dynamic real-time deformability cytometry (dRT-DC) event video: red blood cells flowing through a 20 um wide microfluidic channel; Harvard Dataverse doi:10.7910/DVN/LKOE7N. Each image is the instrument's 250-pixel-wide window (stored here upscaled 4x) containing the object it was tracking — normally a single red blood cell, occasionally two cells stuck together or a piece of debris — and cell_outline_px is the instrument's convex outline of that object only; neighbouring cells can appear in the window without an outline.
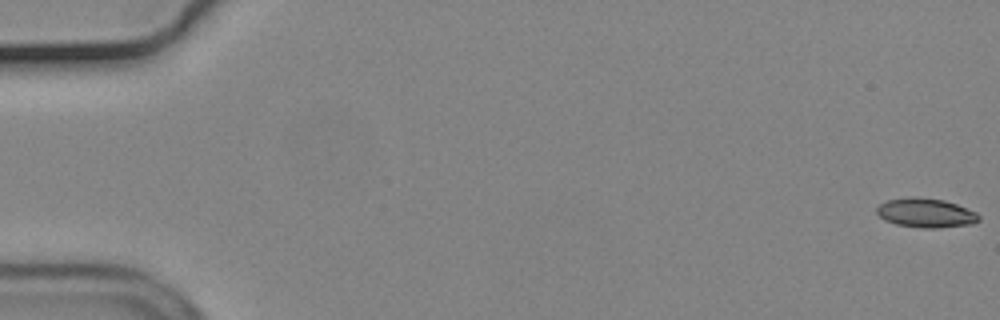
{"species": "common noctule bat (a hibernating species)", "species_latin": "Nyctalus noctula", "temperature_condition": "cold", "stored_images_in_passage": 56, "camera_frame_rate_fps": 3000, "um_per_image_px": 0.085, "animal": {"sex": "male", "body_mass_g": 19.2, "forearm_length_mm": 51.8}, "frame": {"image": 1, "passage_image": 1, "time_ms": 0.0, "image_size_px": [1000, 320], "cell_outline_px": [[980, 220], [972, 224], [936, 228], [924, 228], [896, 224], [884, 220], [876, 212], [876, 208], [880, 204], [888, 200], [908, 196], [912, 196], [944, 200], [956, 204], [976, 212], [980, 216]], "centroid_in_image_um": [78.69, 18.09], "position_along_channel_um": 6.3, "area_um2": 17.4}}
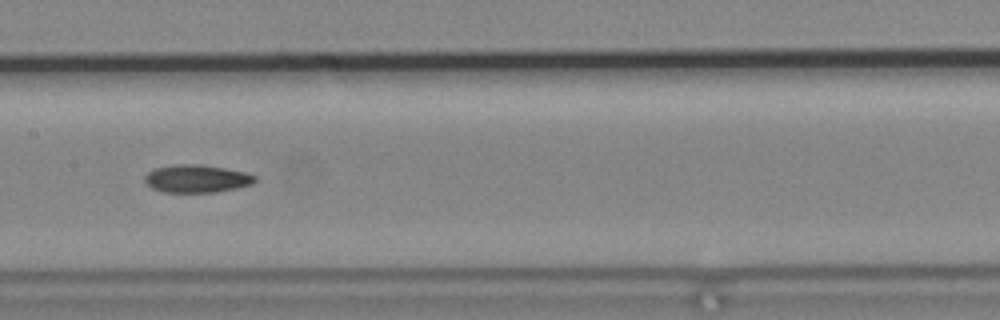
{"frame": {"image": 2, "passage_image": 29, "time_ms": 9.333, "image_size_px": [1000, 320], "cell_outline_px": [[256, 180], [252, 184], [236, 188], [216, 192], [164, 192], [152, 188], [144, 180], [144, 176], [152, 168], [172, 164], [200, 164], [224, 168], [244, 172], [256, 176]], "centroid_in_image_um": [16.68, 15.17], "position_along_channel_um": 190.7, "area_um2": 17.92}}
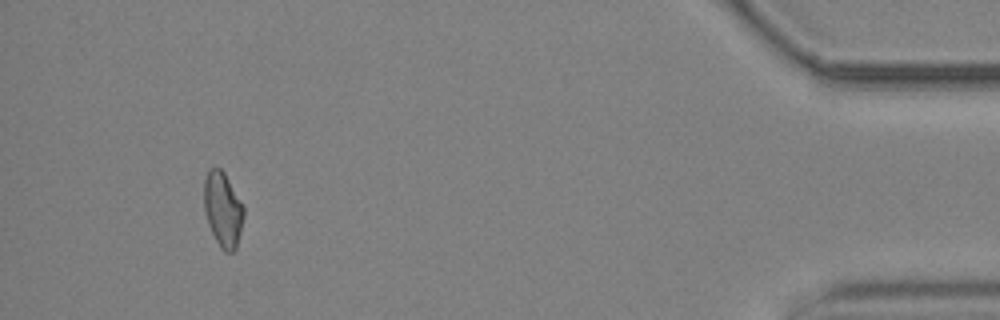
{"frame": {"image": 3, "passage_image": 53, "time_ms": 17.333, "image_size_px": [1000, 320], "cell_outline_px": [[244, 216], [236, 248], [232, 252], [224, 252], [220, 248], [212, 232], [204, 208], [204, 180], [208, 168], [220, 168], [224, 172], [244, 204]], "centroid_in_image_um": [18.96, 17.78], "position_along_channel_um": 416.2, "area_um2": 17.34}, "authors_computed_cell_mechanics": {"area_um2": 17.5134, "velocity_mm_per_s": 3.6916, "shape_relaxation_time_tau1_ms": null, "shape_relaxation_time_tau2_ms": 8.02, "deformation_change_tau1": null, "deformation_change_tau2": 0.1533}}